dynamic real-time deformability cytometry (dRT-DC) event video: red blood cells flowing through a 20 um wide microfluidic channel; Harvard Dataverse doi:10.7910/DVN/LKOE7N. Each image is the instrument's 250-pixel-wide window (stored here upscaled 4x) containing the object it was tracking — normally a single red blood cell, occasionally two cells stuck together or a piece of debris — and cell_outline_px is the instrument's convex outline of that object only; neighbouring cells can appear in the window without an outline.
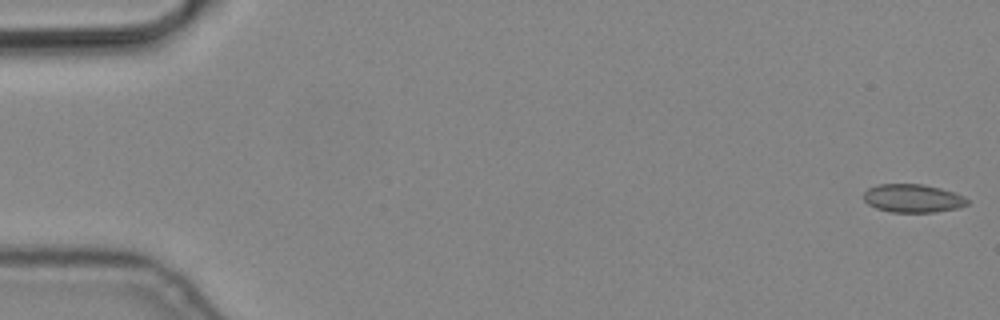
{"species": "common noctule bat (a hibernating species)", "species_latin": "Nyctalus noctula", "temperature_condition": "cold", "stored_images_in_passage": 7, "camera_frame_rate_fps": 3000, "um_per_image_px": 0.085, "animal": {"sex": "male", "body_mass_g": 19.2, "forearm_length_mm": 51.8}, "frame": {"image": 1, "passage_image": 1, "time_ms": 0.0, "image_size_px": [1000, 320], "cell_outline_px": [[968, 204], [960, 208], [936, 212], [892, 212], [876, 208], [868, 204], [864, 200], [864, 192], [868, 188], [880, 184], [924, 184], [940, 188], [964, 196], [968, 200]], "centroid_in_image_um": [77.6, 16.86], "position_along_channel_um": 7.4, "area_um2": 17.11}}
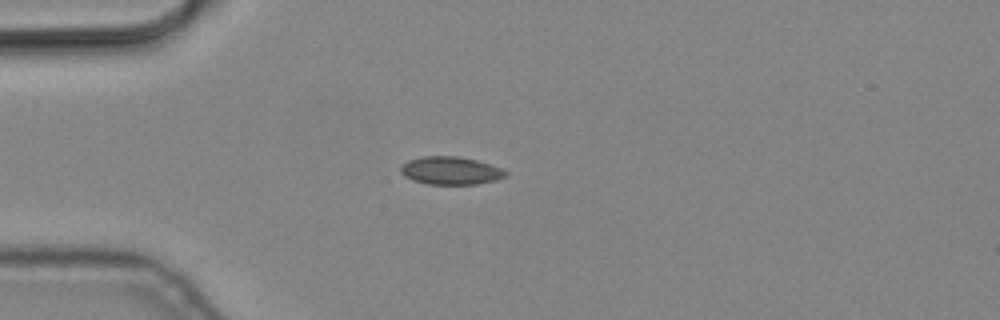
{"frame": {"image": 2, "passage_image": 5, "time_ms": 1.333, "image_size_px": [1000, 320], "cell_outline_px": [[508, 176], [496, 180], [476, 184], [428, 184], [412, 180], [404, 176], [400, 172], [400, 164], [408, 160], [424, 156], [460, 156], [476, 160], [500, 168], [508, 172]], "centroid_in_image_um": [38.28, 14.5], "position_along_channel_um": 46.7, "area_um2": 17.17}}
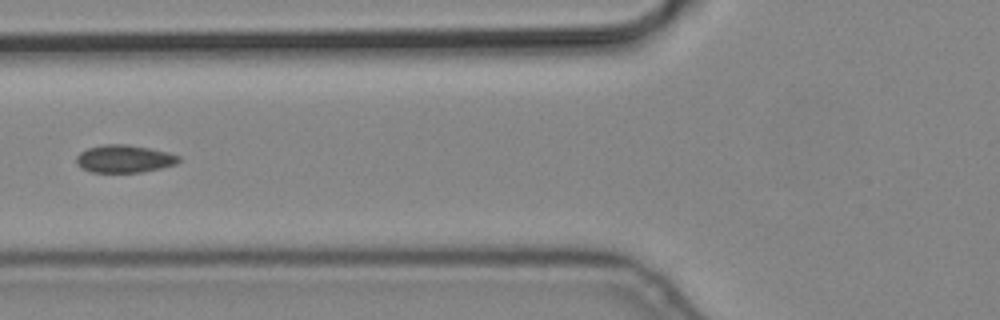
{"frame": {"image": 3, "passage_image": 7, "time_ms": 2.0, "image_size_px": [1000, 320], "cell_outline_px": [[180, 160], [176, 164], [160, 168], [140, 172], [92, 172], [80, 168], [76, 164], [76, 156], [80, 152], [88, 148], [104, 144], [128, 144], [168, 152], [180, 156]], "centroid_in_image_um": [10.54, 13.49], "position_along_channel_um": 115.3, "area_um2": 16.53}}